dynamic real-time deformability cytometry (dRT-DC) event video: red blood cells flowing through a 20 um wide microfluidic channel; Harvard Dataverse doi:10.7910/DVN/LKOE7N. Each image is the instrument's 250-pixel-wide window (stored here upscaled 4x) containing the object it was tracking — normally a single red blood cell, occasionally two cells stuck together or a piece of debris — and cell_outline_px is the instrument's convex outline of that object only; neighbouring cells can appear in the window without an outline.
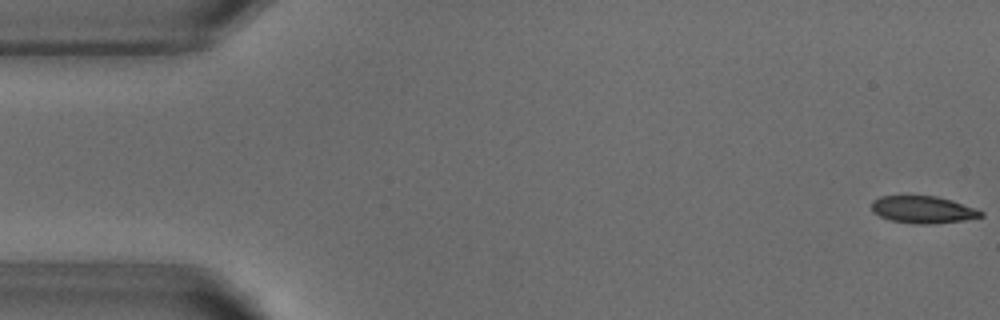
{"species": "common noctule bat (a hibernating species)", "species_latin": "Nyctalus noctula", "temperature_condition": "warm", "stored_images_in_passage": 52, "camera_frame_rate_fps": 3000, "um_per_image_px": 0.085, "animal": {"sex": "male", "body_mass_g": 18.8}, "frame": {"image": 1, "passage_image": 1, "time_ms": 0.0, "image_size_px": [1000, 320], "cell_outline_px": [[984, 216], [964, 220], [932, 224], [916, 224], [892, 220], [880, 216], [872, 212], [872, 200], [880, 196], [936, 196], [952, 200], [976, 208], [984, 212]], "centroid_in_image_um": [78.47, 17.82], "position_along_channel_um": 6.5, "area_um2": 17.34}}
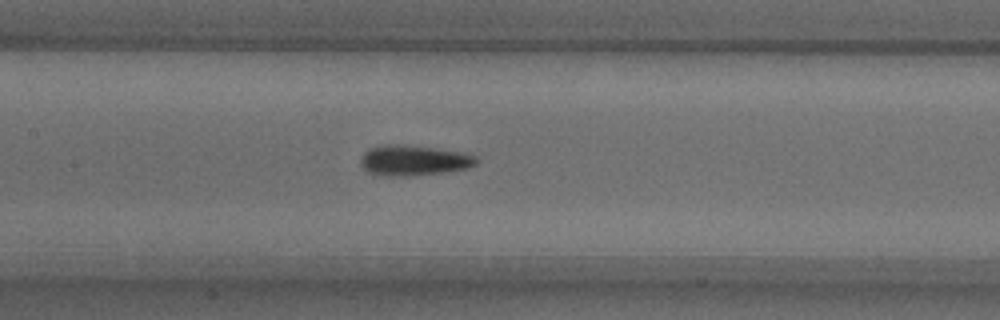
{"frame": {"image": 2, "passage_image": 24, "time_ms": 7.667, "image_size_px": [1000, 320], "cell_outline_px": [[476, 164], [468, 168], [448, 172], [416, 176], [388, 176], [368, 172], [360, 164], [360, 160], [364, 152], [368, 148], [384, 144], [396, 144], [432, 148], [460, 152], [476, 156]], "centroid_in_image_um": [35.14, 13.65], "position_along_channel_um": 172.3, "area_um2": 20.52}}
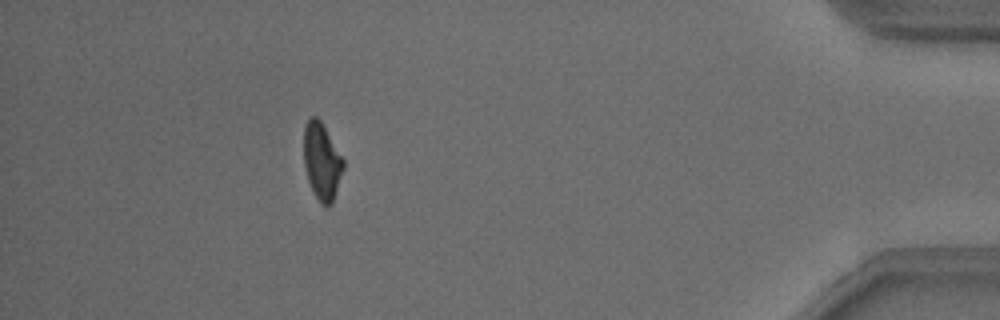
{"frame": {"image": 3, "passage_image": 47, "time_ms": 15.333, "image_size_px": [1000, 320], "cell_outline_px": [[344, 168], [332, 204], [320, 204], [308, 180], [304, 164], [304, 128], [308, 120], [312, 116], [316, 116], [320, 120], [344, 160]], "centroid_in_image_um": [27.36, 13.71], "position_along_channel_um": 407.8, "area_um2": 17.4}, "authors_computed_cell_mechanics": {"area_um2": 18.6694, "velocity_mm_per_s": 3.8304, "shape_relaxation_time_tau1_ms": 3.0125, "shape_relaxation_time_tau2_ms": 3.6969, "deformation_change_tau1": 0.134, "deformation_change_tau2": 0.0882}}